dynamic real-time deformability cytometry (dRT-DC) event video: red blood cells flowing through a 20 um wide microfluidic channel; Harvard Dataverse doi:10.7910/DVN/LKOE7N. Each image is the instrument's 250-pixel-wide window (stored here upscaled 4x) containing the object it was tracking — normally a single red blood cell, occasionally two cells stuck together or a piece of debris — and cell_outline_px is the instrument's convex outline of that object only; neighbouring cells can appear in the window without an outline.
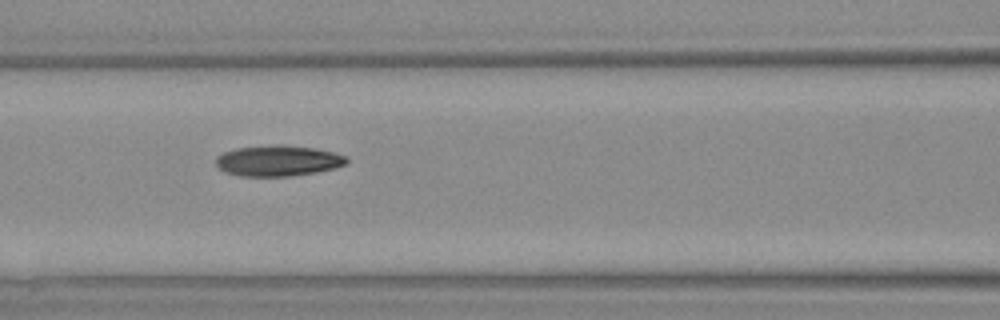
{"species": "Egyptian fruit bat (a non-hibernating species)", "species_latin": "Rousettus aegyptiacus", "temperature_condition": "warm", "stored_images_in_passage": 4, "camera_frame_rate_fps": 3000, "um_per_image_px": 0.085, "animal": {"sex": "female"}, "frame": {"image": 1, "passage_image": 4, "time_ms": 3.667, "image_size_px": [1000, 320], "cell_outline_px": [[348, 160], [344, 164], [332, 168], [316, 172], [288, 176], [240, 176], [224, 172], [216, 164], [216, 156], [224, 152], [236, 148], [276, 144], [280, 144], [316, 148], [332, 152], [344, 156]], "centroid_in_image_um": [23.58, 13.65], "position_along_channel_um": 143.0, "area_um2": 23.29}}